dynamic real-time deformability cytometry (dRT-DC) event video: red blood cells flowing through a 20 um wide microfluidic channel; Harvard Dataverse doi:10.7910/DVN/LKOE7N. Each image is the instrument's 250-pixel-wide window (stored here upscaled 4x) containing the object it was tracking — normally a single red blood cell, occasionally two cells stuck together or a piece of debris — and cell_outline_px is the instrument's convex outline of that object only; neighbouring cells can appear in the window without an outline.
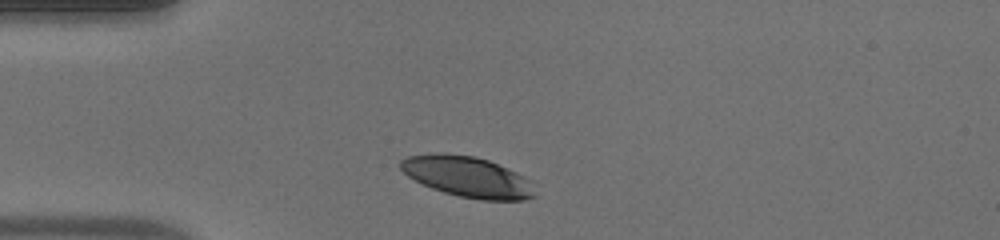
{"species": "human", "species_latin": "Homo sapiens", "temperature_condition": "warm", "stored_images_in_passage": 30, "camera_frame_rate_fps": 3000, "um_per_image_px": 0.085, "donor": {"sex": "male"}, "frame": {"image": 1, "passage_image": 1, "time_ms": 0.0, "image_size_px": [1000, 240], "cell_outline_px": [[536, 196], [524, 200], [480, 200], [460, 196], [444, 192], [432, 188], [408, 176], [400, 168], [400, 160], [408, 156], [472, 156], [488, 160], [516, 172], [532, 180]], "centroid_in_image_um": [39.84, 15.08], "position_along_channel_um": 45.2, "area_um2": 30.87}}
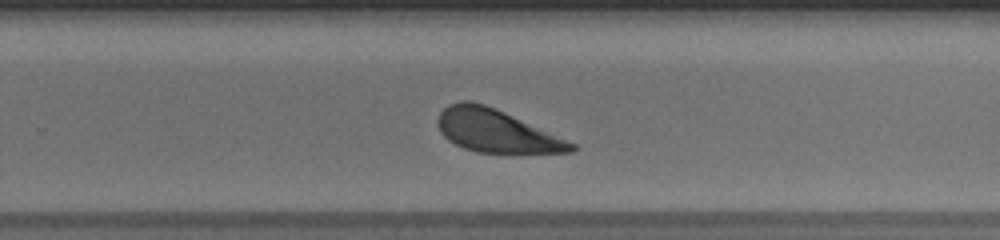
{"frame": {"image": 2, "passage_image": 20, "time_ms": 6.333, "image_size_px": [1000, 240], "cell_outline_px": [[576, 148], [572, 152], [476, 152], [464, 148], [448, 140], [440, 132], [440, 112], [448, 104], [460, 100], [468, 100], [484, 104], [496, 108], [576, 144]], "centroid_in_image_um": [42.16, 11.11], "position_along_channel_um": 287.6, "area_um2": 32.6}}
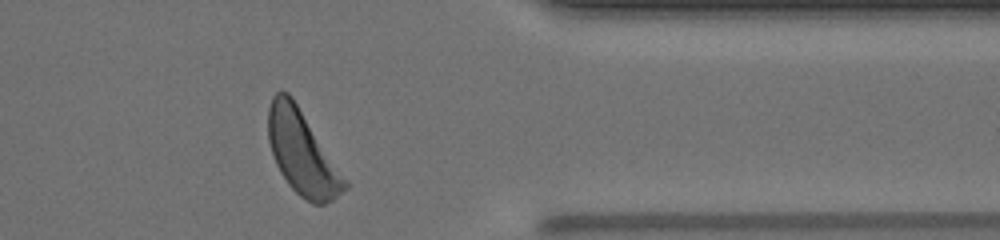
{"frame": {"image": 3, "passage_image": 28, "time_ms": 9.0, "image_size_px": [1000, 240], "cell_outline_px": [[348, 188], [332, 200], [324, 204], [312, 204], [300, 196], [288, 184], [280, 172], [276, 164], [268, 140], [268, 108], [272, 96], [276, 92], [288, 92], [292, 96], [348, 180]], "centroid_in_image_um": [25.7, 12.99], "position_along_channel_um": 385.7, "area_um2": 37.34}, "authors_computed_cell_mechanics": {"area_um2": 34.3043, "velocity_mm_per_s": 4.1716, "shape_relaxation_time_tau1_ms": 1.8853, "shape_relaxation_time_tau2_ms": null, "deformation_change_tau1": 0.1365, "deformation_change_tau2": null}}